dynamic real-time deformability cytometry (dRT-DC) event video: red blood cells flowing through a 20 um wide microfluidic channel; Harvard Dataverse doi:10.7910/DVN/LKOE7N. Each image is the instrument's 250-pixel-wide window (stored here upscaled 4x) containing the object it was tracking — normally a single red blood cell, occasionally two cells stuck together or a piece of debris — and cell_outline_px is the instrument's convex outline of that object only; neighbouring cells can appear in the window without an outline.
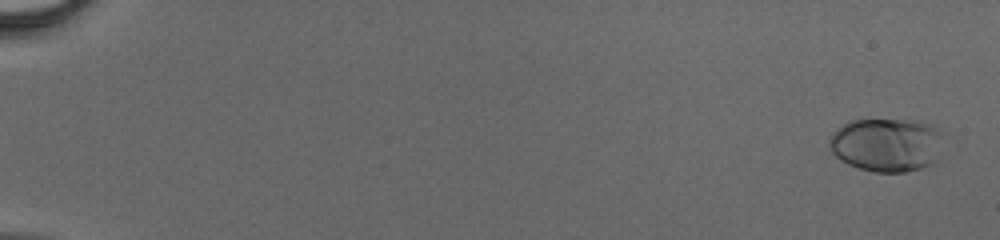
{"species": "human", "species_latin": "Homo sapiens", "temperature_condition": "cold", "stored_images_in_passage": 34, "camera_frame_rate_fps": 3000, "um_per_image_px": 0.085, "donor": {"sex": "male"}, "frame": {"image": 1, "passage_image": 2, "time_ms": 0.333, "image_size_px": [1000, 240], "cell_outline_px": [[944, 132], [936, 164], [904, 172], [872, 172], [848, 164], [840, 160], [828, 148], [828, 140], [832, 132], [836, 128], [848, 120], [920, 120], [932, 124]], "centroid_in_image_um": [75.37, 12.29], "position_along_channel_um": 9.6, "area_um2": 36.47}}
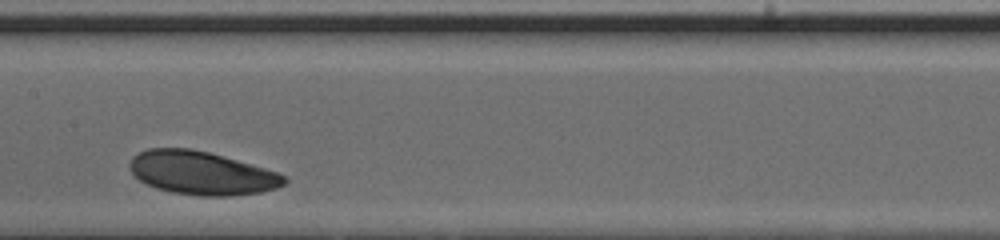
{"frame": {"image": 2, "passage_image": 21, "time_ms": 6.667, "image_size_px": [1000, 240], "cell_outline_px": [[288, 180], [284, 184], [276, 188], [260, 192], [232, 196], [200, 196], [172, 192], [156, 188], [140, 180], [128, 168], [128, 164], [132, 156], [148, 148], [192, 148], [208, 152], [264, 168], [276, 172], [284, 176]], "centroid_in_image_um": [17.1, 14.71], "position_along_channel_um": 190.3, "area_um2": 38.84}}
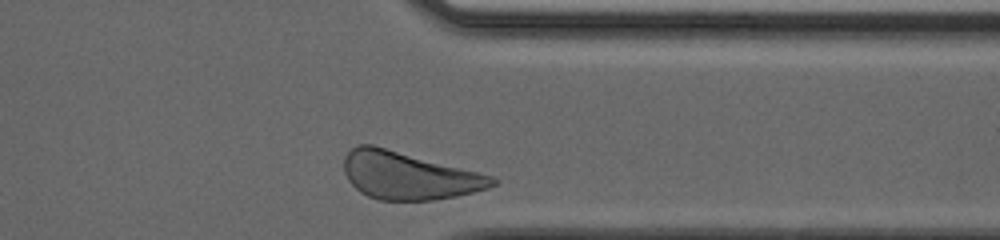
{"frame": {"image": 3, "passage_image": 34, "time_ms": 11.0, "image_size_px": [1000, 240], "cell_outline_px": [[496, 184], [488, 188], [456, 196], [432, 200], [380, 200], [368, 196], [360, 192], [348, 180], [344, 172], [344, 156], [356, 144], [372, 144], [492, 176], [496, 180]], "centroid_in_image_um": [34.68, 14.92], "position_along_channel_um": 376.7, "area_um2": 40.69}}